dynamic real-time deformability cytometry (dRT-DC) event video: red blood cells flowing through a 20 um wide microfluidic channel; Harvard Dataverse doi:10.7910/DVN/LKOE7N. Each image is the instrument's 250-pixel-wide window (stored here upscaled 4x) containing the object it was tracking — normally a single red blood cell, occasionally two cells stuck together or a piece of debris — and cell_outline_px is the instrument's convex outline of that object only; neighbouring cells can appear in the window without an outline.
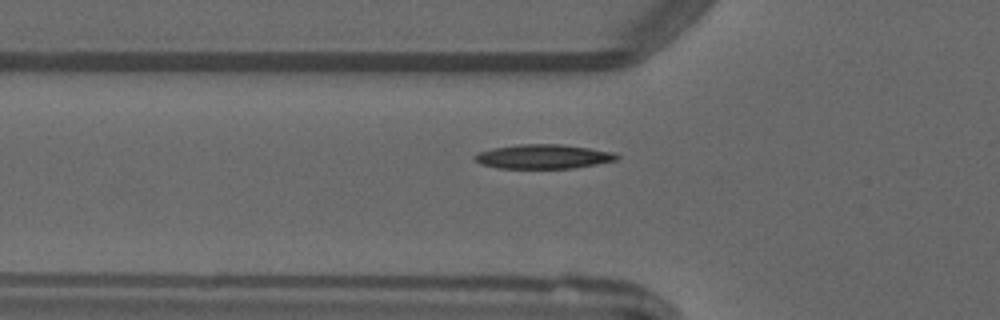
{"species": "common noctule bat (a hibernating species)", "species_latin": "Nyctalus noctula", "temperature_condition": "warm", "stored_images_in_passage": 5, "camera_frame_rate_fps": 3000, "um_per_image_px": 0.085, "animal": {"sex": "male", "forearm_length_mm": 52.5}, "frame": {"image": 1, "passage_image": 5, "time_ms": 5.333, "image_size_px": [1000, 320], "cell_outline_px": [[620, 156], [616, 160], [596, 164], [572, 168], [500, 168], [480, 164], [472, 160], [472, 156], [480, 152], [492, 148], [520, 144], [560, 144], [616, 152]], "centroid_in_image_um": [46.15, 13.3], "position_along_channel_um": 79.6, "area_um2": 20.11}}